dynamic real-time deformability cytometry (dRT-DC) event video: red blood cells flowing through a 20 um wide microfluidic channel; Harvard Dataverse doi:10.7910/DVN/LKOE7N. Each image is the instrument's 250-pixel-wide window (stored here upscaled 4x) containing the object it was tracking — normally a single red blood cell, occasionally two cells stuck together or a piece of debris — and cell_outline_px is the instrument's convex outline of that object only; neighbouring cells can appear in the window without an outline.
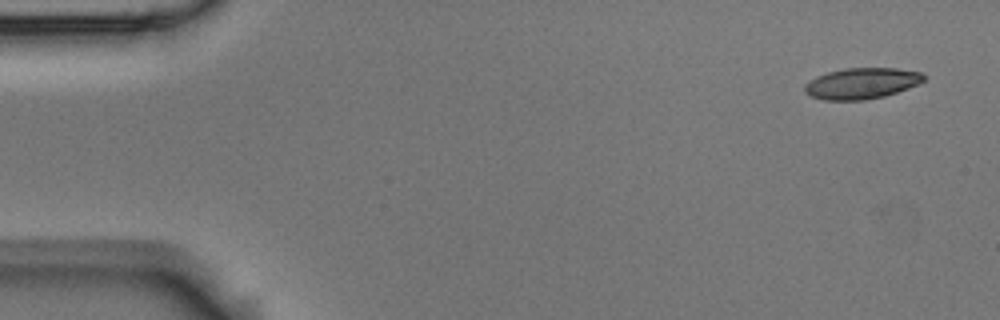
{"species": "Egyptian fruit bat (a non-hibernating species)", "species_latin": "Rousettus aegyptiacus", "temperature_condition": "room temperature", "stored_images_in_passage": 14, "camera_frame_rate_fps": 3000, "um_per_image_px": 0.085, "animal": {"sex": "male"}, "frame": {"image": 1, "passage_image": 1, "time_ms": 0.0, "image_size_px": [1000, 320], "cell_outline_px": [[928, 76], [924, 80], [908, 88], [884, 96], [864, 100], [824, 100], [812, 96], [804, 92], [804, 84], [816, 76], [828, 72], [844, 68], [896, 68], [920, 72]], "centroid_in_image_um": [73.23, 7.08], "position_along_channel_um": 11.8, "area_um2": 21.5}}
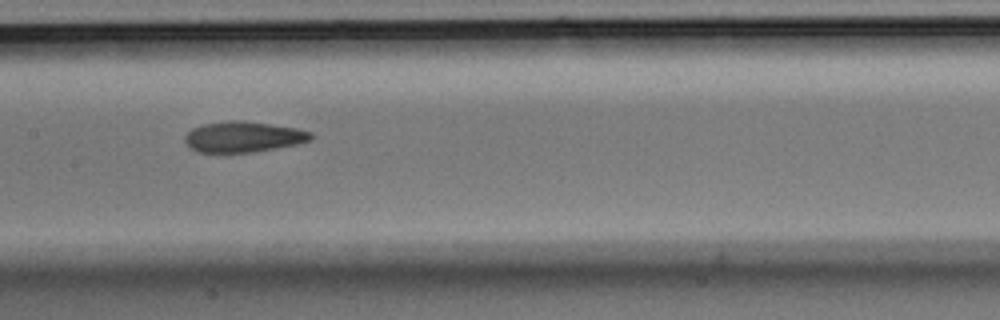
{"frame": {"image": 2, "passage_image": 7, "time_ms": 2.0, "image_size_px": [1000, 320], "cell_outline_px": [[312, 140], [296, 144], [276, 148], [252, 152], [200, 152], [192, 148], [184, 140], [184, 136], [192, 128], [204, 124], [228, 120], [244, 120], [296, 128], [312, 132]], "centroid_in_image_um": [20.69, 11.62], "position_along_channel_um": 186.7, "area_um2": 22.43}}
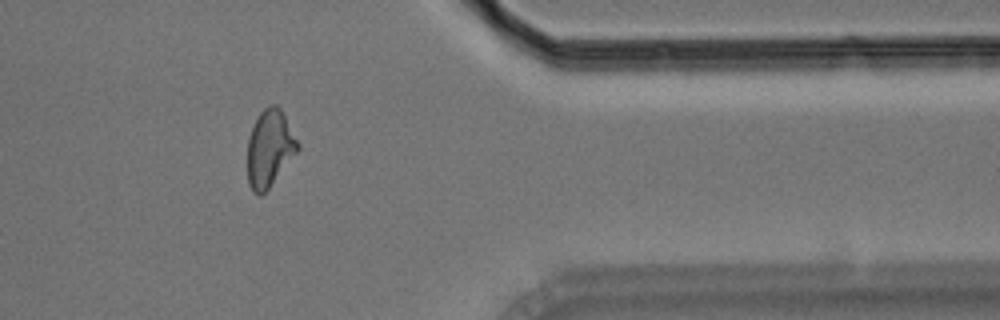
{"frame": {"image": 3, "passage_image": 12, "time_ms": 3.667, "image_size_px": [1000, 320], "cell_outline_px": [[300, 148], [268, 188], [260, 196], [252, 192], [248, 184], [248, 136], [260, 112], [264, 108], [272, 104], [276, 104], [280, 108], [300, 144]], "centroid_in_image_um": [22.91, 12.61], "position_along_channel_um": 388.5, "area_um2": 22.25}}